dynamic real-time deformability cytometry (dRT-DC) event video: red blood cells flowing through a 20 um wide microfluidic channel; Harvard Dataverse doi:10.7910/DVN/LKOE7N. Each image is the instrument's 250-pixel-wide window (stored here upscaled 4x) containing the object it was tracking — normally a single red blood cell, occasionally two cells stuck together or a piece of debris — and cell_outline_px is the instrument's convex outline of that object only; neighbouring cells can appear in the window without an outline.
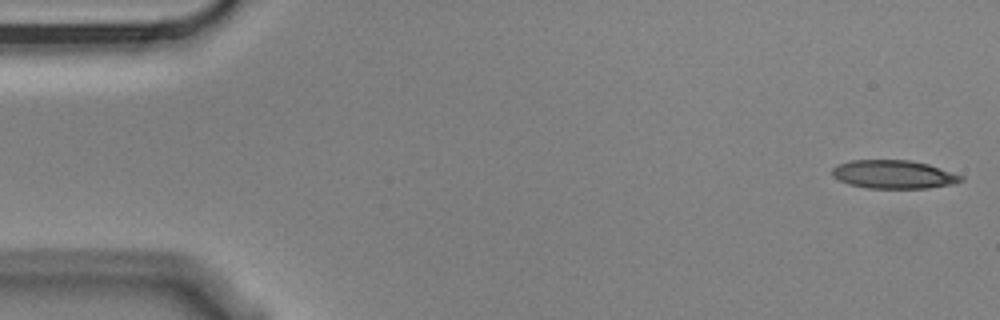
{"species": "Egyptian fruit bat (a non-hibernating species)", "species_latin": "Rousettus aegyptiacus", "temperature_condition": "cold", "stored_images_in_passage": 5, "camera_frame_rate_fps": 3000, "um_per_image_px": 0.085, "animal": {"sex": "male"}, "frame": {"image": 1, "passage_image": 1, "time_ms": 0.0, "image_size_px": [1000, 320], "cell_outline_px": [[964, 180], [952, 184], [928, 188], [868, 188], [848, 184], [832, 176], [832, 168], [836, 164], [852, 160], [912, 160], [928, 164], [964, 176]], "centroid_in_image_um": [75.95, 14.82], "position_along_channel_um": 9.1, "area_um2": 21.39}}
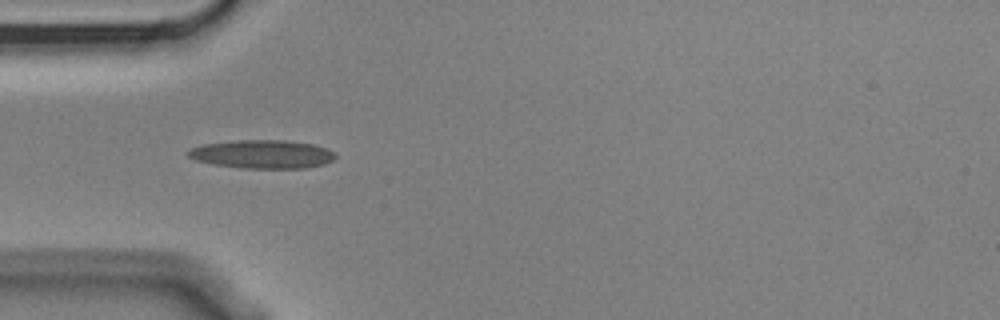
{"frame": {"image": 2, "passage_image": 4, "time_ms": 1.0, "image_size_px": [1000, 320], "cell_outline_px": [[336, 156], [332, 160], [324, 164], [308, 168], [240, 168], [212, 164], [196, 160], [188, 156], [188, 152], [192, 148], [204, 144], [240, 140], [284, 140], [312, 144], [336, 152]], "centroid_in_image_um": [22.32, 13.11], "position_along_channel_um": 62.7, "area_um2": 24.28}}
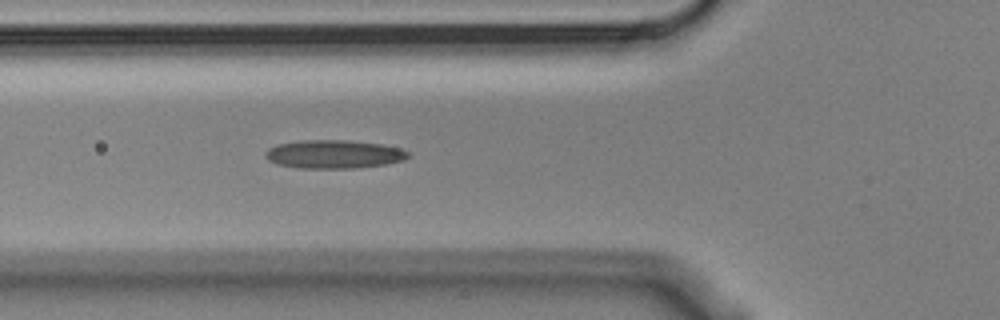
{"frame": {"image": 3, "passage_image": 5, "time_ms": 1.333, "image_size_px": [1000, 320], "cell_outline_px": [[408, 156], [404, 160], [384, 164], [352, 168], [296, 168], [280, 164], [268, 160], [264, 156], [264, 152], [268, 148], [280, 144], [304, 140], [344, 140], [380, 144], [400, 148], [408, 152]], "centroid_in_image_um": [28.35, 13.11], "position_along_channel_um": 97.5, "area_um2": 23.35}}